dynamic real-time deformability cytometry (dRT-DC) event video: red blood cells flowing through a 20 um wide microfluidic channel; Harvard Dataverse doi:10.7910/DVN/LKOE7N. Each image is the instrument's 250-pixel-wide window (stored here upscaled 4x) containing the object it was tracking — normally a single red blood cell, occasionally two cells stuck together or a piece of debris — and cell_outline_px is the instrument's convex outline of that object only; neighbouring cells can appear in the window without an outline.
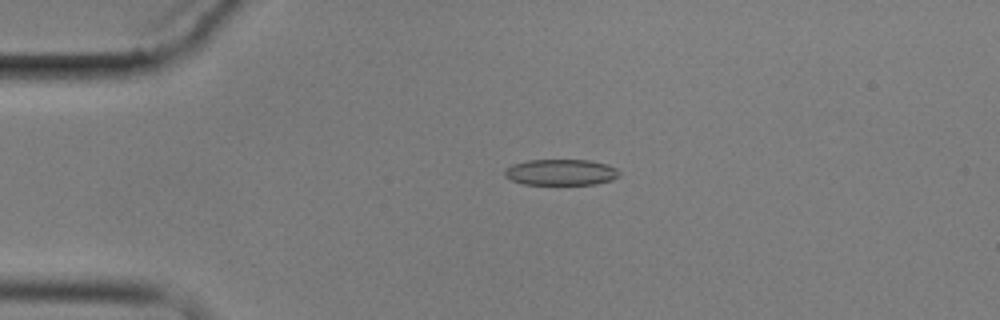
{"species": "common noctule bat (a hibernating species)", "species_latin": "Nyctalus noctula", "temperature_condition": "cold", "stored_images_in_passage": 7, "camera_frame_rate_fps": 3000, "um_per_image_px": 0.085, "animal": {"sex": "male", "body_mass_g": 17.9}, "frame": {"image": 1, "passage_image": 4, "time_ms": 3.333, "image_size_px": [1000, 320], "cell_outline_px": [[620, 176], [612, 180], [596, 184], [524, 184], [512, 180], [504, 176], [504, 172], [512, 164], [528, 160], [588, 160], [608, 164], [616, 168], [620, 172]], "centroid_in_image_um": [47.71, 14.64], "position_along_channel_um": 37.3, "area_um2": 17.4}}
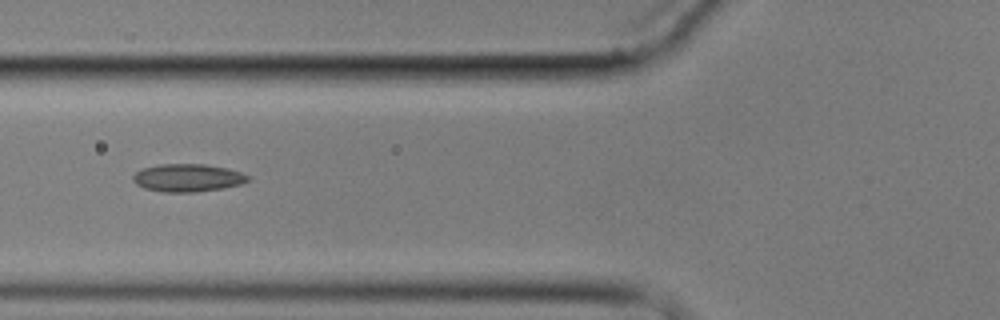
{"frame": {"image": 2, "passage_image": 6, "time_ms": 6.333, "image_size_px": [1000, 320], "cell_outline_px": [[252, 180], [240, 184], [224, 188], [196, 192], [160, 192], [144, 188], [136, 184], [132, 180], [132, 176], [136, 172], [144, 168], [160, 164], [204, 164], [228, 168], [240, 172], [248, 176]], "centroid_in_image_um": [15.95, 15.12], "position_along_channel_um": 109.8, "area_um2": 18.73}}
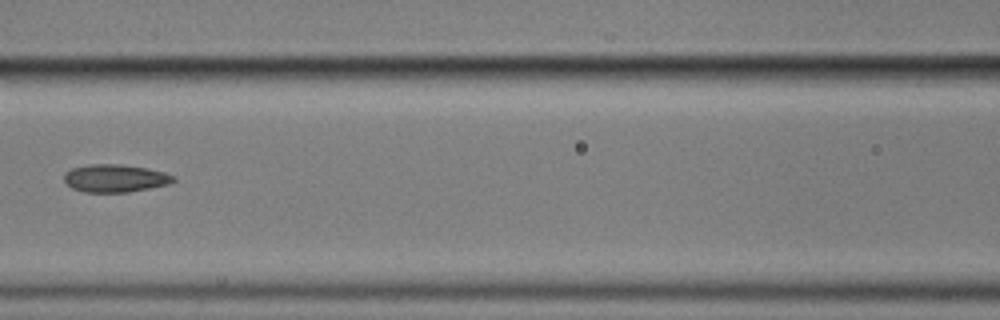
{"frame": {"image": 3, "passage_image": 7, "time_ms": 7.667, "image_size_px": [1000, 320], "cell_outline_px": [[176, 180], [168, 184], [128, 192], [84, 192], [72, 188], [64, 180], [64, 172], [72, 168], [88, 164], [120, 164], [148, 168], [164, 172], [176, 176]], "centroid_in_image_um": [9.78, 15.14], "position_along_channel_um": 156.8, "area_um2": 17.74}}